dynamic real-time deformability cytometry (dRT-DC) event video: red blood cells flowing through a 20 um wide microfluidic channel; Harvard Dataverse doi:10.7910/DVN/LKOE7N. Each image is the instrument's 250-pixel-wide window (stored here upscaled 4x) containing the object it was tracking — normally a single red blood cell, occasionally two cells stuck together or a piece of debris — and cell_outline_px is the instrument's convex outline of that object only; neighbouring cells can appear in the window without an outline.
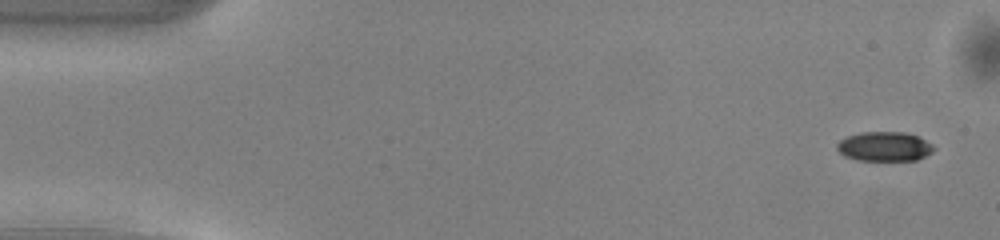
{"species": "common noctule bat (a hibernating species)", "species_latin": "Nyctalus noctula", "temperature_condition": "warm", "stored_images_in_passage": 14, "camera_frame_rate_fps": 3000, "um_per_image_px": 0.085, "animal": {"sex": "male", "body_mass_g": 13.0, "forearm_length_mm": 53.1}, "frame": {"image": 1, "passage_image": 1, "time_ms": 0.0, "image_size_px": [1000, 240], "cell_outline_px": [[936, 148], [932, 152], [916, 160], [860, 160], [844, 156], [836, 148], [836, 144], [840, 140], [848, 136], [860, 132], [904, 132], [920, 136], [932, 144]], "centroid_in_image_um": [75.19, 12.44], "position_along_channel_um": 9.8, "area_um2": 16.65}}